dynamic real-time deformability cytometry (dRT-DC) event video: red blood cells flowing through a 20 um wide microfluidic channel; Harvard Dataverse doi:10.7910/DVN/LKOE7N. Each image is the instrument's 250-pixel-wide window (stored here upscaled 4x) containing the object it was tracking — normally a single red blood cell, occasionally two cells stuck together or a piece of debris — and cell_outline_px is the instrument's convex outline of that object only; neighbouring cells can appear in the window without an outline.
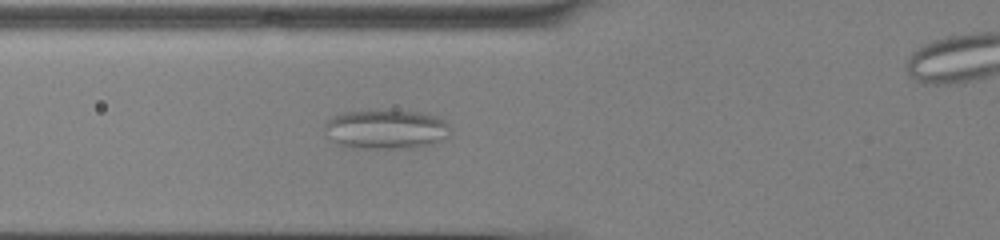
{"species": "common noctule bat (a hibernating species)", "species_latin": "Nyctalus noctula", "temperature_condition": "cold", "stored_images_in_passage": 24, "camera_frame_rate_fps": 3000, "um_per_image_px": 0.085, "animal": {"sex": "male", "body_mass_g": 13.0, "forearm_length_mm": 53.1}, "frame": {"image": 1, "passage_image": 21, "time_ms": 6.667, "image_size_px": [1000, 240], "cell_outline_px": [[448, 136], [432, 144], [412, 148], [344, 148], [336, 144], [324, 132], [324, 124], [332, 116], [344, 112], [420, 112], [440, 116], [448, 124]], "centroid_in_image_um": [32.77, 11.02], "position_along_channel_um": 93.0, "area_um2": 28.67}}